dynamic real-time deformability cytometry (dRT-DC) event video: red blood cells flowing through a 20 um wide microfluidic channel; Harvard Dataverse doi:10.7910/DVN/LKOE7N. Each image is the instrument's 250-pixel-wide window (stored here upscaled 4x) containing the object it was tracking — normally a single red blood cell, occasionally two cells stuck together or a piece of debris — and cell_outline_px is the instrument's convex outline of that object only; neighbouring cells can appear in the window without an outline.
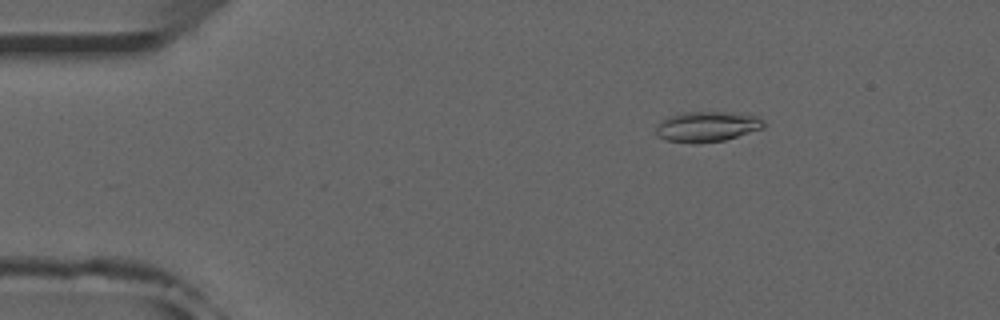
{"species": "common noctule bat (a hibernating species)", "species_latin": "Nyctalus noctula", "temperature_condition": "room temperature", "stored_images_in_passage": 52, "camera_frame_rate_fps": 3000, "um_per_image_px": 0.085, "animal": {"sex": "male", "forearm_length_mm": 52.5}, "frame": {"image": 1, "passage_image": 8, "time_ms": 2.333, "image_size_px": [1000, 320], "cell_outline_px": [[764, 128], [724, 140], [696, 144], [692, 144], [668, 140], [656, 136], [656, 128], [660, 120], [668, 116], [684, 112], [728, 112], [756, 116], [764, 120]], "centroid_in_image_um": [60.06, 10.76], "position_along_channel_um": 24.9, "area_um2": 19.13}}
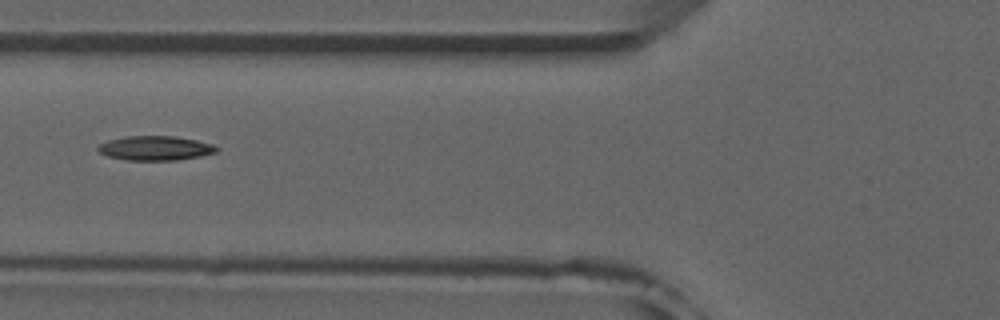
{"frame": {"image": 2, "passage_image": 20, "time_ms": 6.333, "image_size_px": [1000, 320], "cell_outline_px": [[220, 148], [216, 152], [200, 156], [180, 160], [128, 160], [108, 156], [100, 152], [96, 148], [100, 144], [108, 140], [124, 136], [176, 136], [196, 140], [212, 144]], "centroid_in_image_um": [13.21, 12.59], "position_along_channel_um": 112.6, "area_um2": 16.88}}
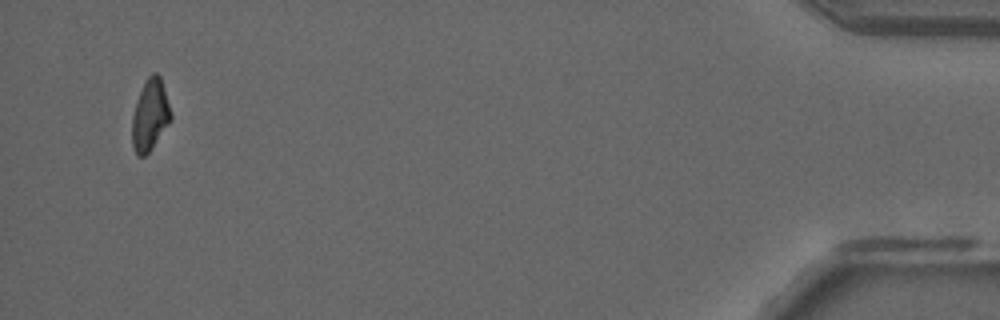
{"frame": {"image": 3, "passage_image": 50, "time_ms": 16.333, "image_size_px": [1000, 320], "cell_outline_px": [[172, 116], [168, 124], [152, 148], [144, 156], [136, 156], [132, 144], [132, 116], [144, 80], [152, 72], [156, 72], [160, 76]], "centroid_in_image_um": [12.74, 9.78], "position_along_channel_um": 422.5, "area_um2": 15.9}, "authors_computed_cell_mechanics": {"area_um2": 16.8487, "velocity_mm_per_s": 3.9288, "shape_relaxation_time_tau1_ms": 10.7529, "shape_relaxation_time_tau2_ms": null, "deformation_change_tau1": 0.2881, "deformation_change_tau2": null}}